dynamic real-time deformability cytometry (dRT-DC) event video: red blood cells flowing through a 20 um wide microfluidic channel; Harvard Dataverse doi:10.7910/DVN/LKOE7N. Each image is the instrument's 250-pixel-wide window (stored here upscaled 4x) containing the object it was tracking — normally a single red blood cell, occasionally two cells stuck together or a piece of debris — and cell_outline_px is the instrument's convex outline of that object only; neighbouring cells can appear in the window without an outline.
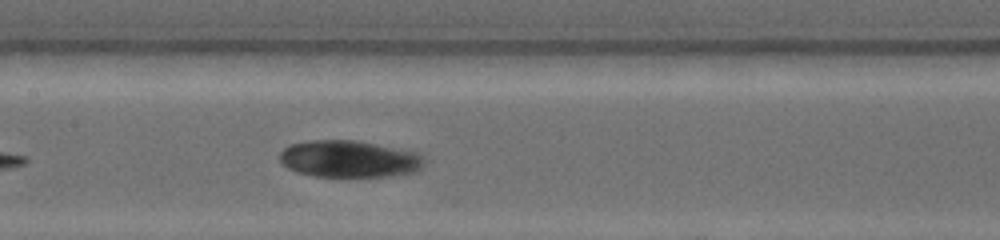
{"species": "common noctule bat (a hibernating species)", "species_latin": "Nyctalus noctula", "temperature_condition": "warm", "stored_images_in_passage": 65, "camera_frame_rate_fps": 4500, "um_per_image_px": 0.085, "animal": {"sex": "female", "body_mass_g": 19.0, "forearm_length_mm": 53.3}, "frame": {"image": 1, "passage_image": 23, "time_ms": 4.889, "image_size_px": [1000, 240], "cell_outline_px": [[424, 164], [420, 168], [412, 172], [388, 176], [316, 176], [296, 172], [288, 168], [280, 160], [280, 152], [284, 148], [292, 144], [308, 140], [360, 140], [416, 152], [424, 160]], "centroid_in_image_um": [29.66, 13.49], "position_along_channel_um": 177.7, "area_um2": 30.92}}
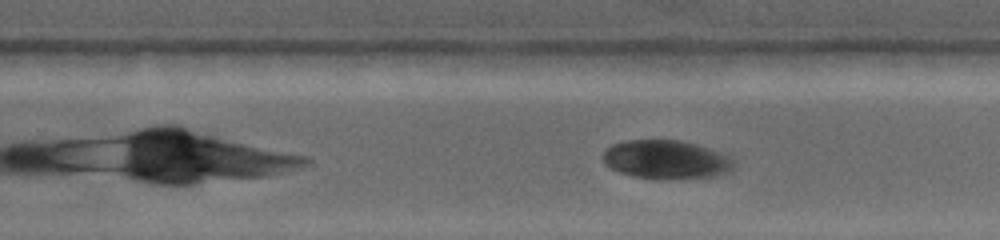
{"frame": {"image": 2, "passage_image": 44, "time_ms": 7.556, "image_size_px": [1000, 240], "cell_outline_px": [[732, 168], [728, 172], [712, 176], [632, 176], [620, 172], [604, 164], [604, 152], [612, 144], [624, 140], [680, 140], [696, 144], [732, 156]], "centroid_in_image_um": [56.6, 13.5], "position_along_channel_um": 273.2, "area_um2": 28.32}}
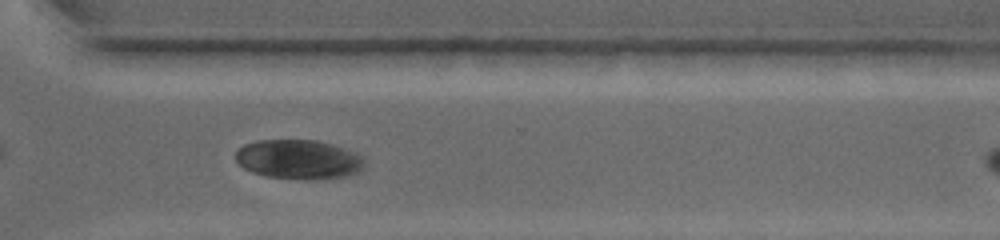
{"frame": {"image": 3, "passage_image": 58, "time_ms": 9.556, "image_size_px": [1000, 240], "cell_outline_px": [[364, 168], [360, 172], [348, 176], [332, 180], [308, 180], [264, 176], [252, 172], [244, 168], [236, 160], [236, 152], [244, 144], [256, 140], [316, 140], [332, 144], [352, 152], [360, 156], [364, 160]], "centroid_in_image_um": [25.41, 13.58], "position_along_channel_um": 345.2, "area_um2": 29.94}}